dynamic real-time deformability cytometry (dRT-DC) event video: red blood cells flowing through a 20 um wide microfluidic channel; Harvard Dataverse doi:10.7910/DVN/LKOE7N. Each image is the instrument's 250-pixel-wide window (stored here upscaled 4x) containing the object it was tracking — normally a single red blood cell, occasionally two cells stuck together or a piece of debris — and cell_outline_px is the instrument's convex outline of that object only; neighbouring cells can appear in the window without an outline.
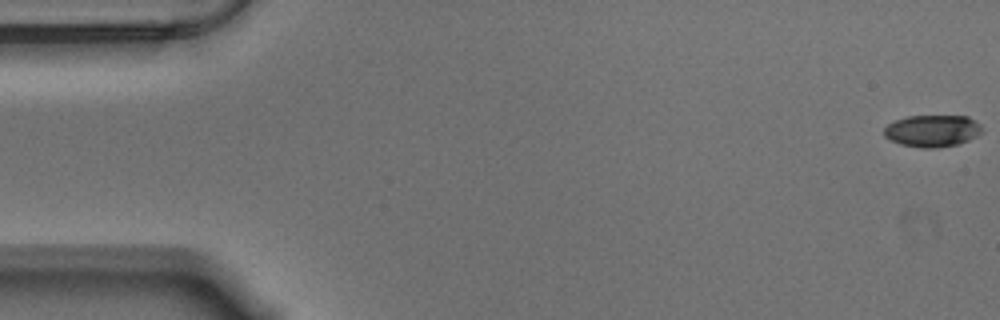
{"species": "Egyptian fruit bat (a non-hibernating species)", "species_latin": "Rousettus aegyptiacus", "temperature_condition": "warm", "stored_images_in_passage": 57, "camera_frame_rate_fps": 3000, "um_per_image_px": 0.085, "animal": {"sex": "male"}, "frame": {"image": 1, "passage_image": 1, "time_ms": 0.0, "image_size_px": [1000, 320], "cell_outline_px": [[980, 132], [976, 136], [968, 140], [956, 144], [936, 148], [924, 148], [900, 144], [884, 136], [884, 128], [888, 124], [896, 120], [908, 116], [968, 116], [976, 120], [980, 124]], "centroid_in_image_um": [79.24, 11.11], "position_along_channel_um": 5.8, "area_um2": 18.03}}
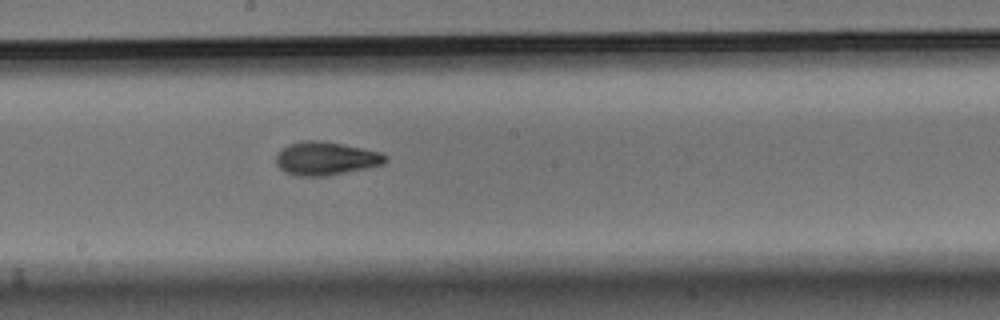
{"frame": {"image": 2, "passage_image": 31, "time_ms": 10.0, "image_size_px": [1000, 320], "cell_outline_px": [[388, 160], [384, 164], [328, 176], [296, 176], [280, 168], [276, 164], [276, 156], [288, 144], [304, 140], [316, 140], [340, 144], [380, 152], [388, 156]], "centroid_in_image_um": [27.71, 13.48], "position_along_channel_um": 220.5, "area_um2": 20.98}}
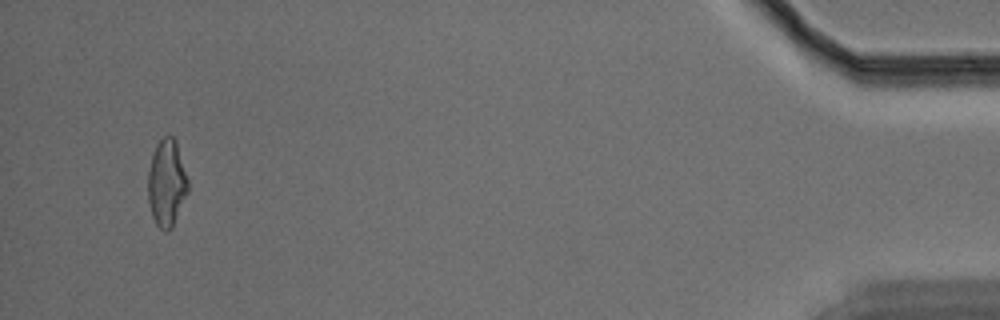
{"frame": {"image": 3, "passage_image": 55, "time_ms": 18.0, "image_size_px": [1000, 320], "cell_outline_px": [[188, 192], [172, 228], [168, 232], [160, 228], [156, 224], [152, 216], [148, 200], [148, 172], [152, 156], [156, 144], [164, 136], [172, 136], [176, 140], [188, 180]], "centroid_in_image_um": [14.17, 15.57], "position_along_channel_um": 421.0, "area_um2": 20.23}, "authors_computed_cell_mechanics": {"area_um2": 20.0566, "velocity_mm_per_s": 3.5335, "shape_relaxation_time_tau1_ms": 8.2708, "shape_relaxation_time_tau2_ms": 2.0666, "deformation_change_tau1": 0.2045, "deformation_change_tau2": 0.0825}}